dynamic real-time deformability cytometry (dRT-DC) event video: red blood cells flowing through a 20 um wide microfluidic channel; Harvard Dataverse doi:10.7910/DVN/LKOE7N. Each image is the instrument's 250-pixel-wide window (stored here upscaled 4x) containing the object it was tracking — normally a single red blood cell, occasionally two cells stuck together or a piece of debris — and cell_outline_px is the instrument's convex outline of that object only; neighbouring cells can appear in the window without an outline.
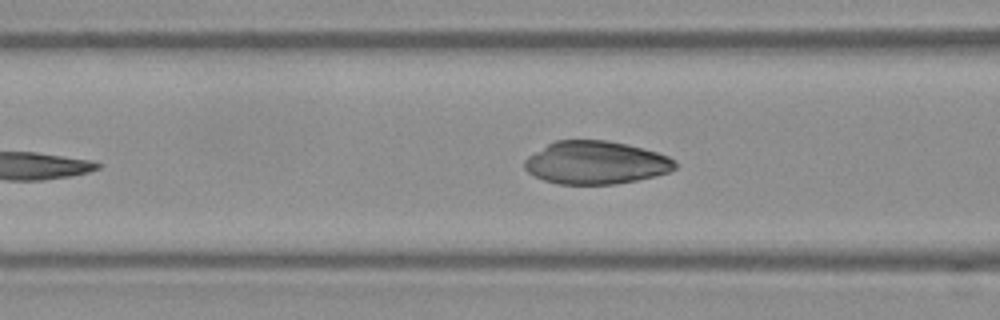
{"species": "Egyptian fruit bat (a non-hibernating species)", "species_latin": "Rousettus aegyptiacus", "temperature_condition": "warm", "stored_images_in_passage": 42, "camera_frame_rate_fps": 3000, "um_per_image_px": 0.085, "frame": {"image": 1, "passage_image": 11, "time_ms": 3.333, "image_size_px": [1000, 320], "cell_outline_px": [[676, 168], [668, 172], [636, 180], [616, 184], [556, 184], [544, 180], [528, 172], [524, 168], [524, 160], [528, 156], [548, 144], [556, 140], [604, 140], [628, 144], [656, 152], [668, 156], [676, 160]], "centroid_in_image_um": [50.64, 13.82], "position_along_channel_um": 116.0, "area_um2": 37.57}}
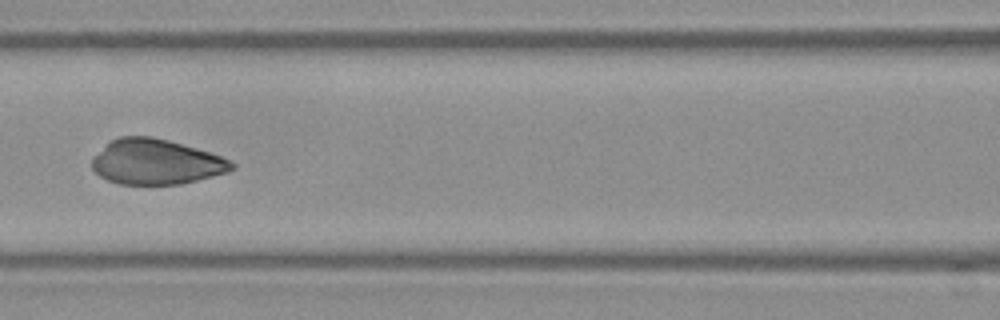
{"frame": {"image": 2, "passage_image": 14, "time_ms": 4.333, "image_size_px": [1000, 320], "cell_outline_px": [[236, 168], [228, 172], [180, 184], [120, 184], [108, 180], [100, 176], [92, 168], [92, 156], [108, 140], [120, 136], [152, 136], [168, 140], [196, 148], [220, 156], [236, 164]], "centroid_in_image_um": [13.22, 13.74], "position_along_channel_um": 153.4, "area_um2": 36.88}}
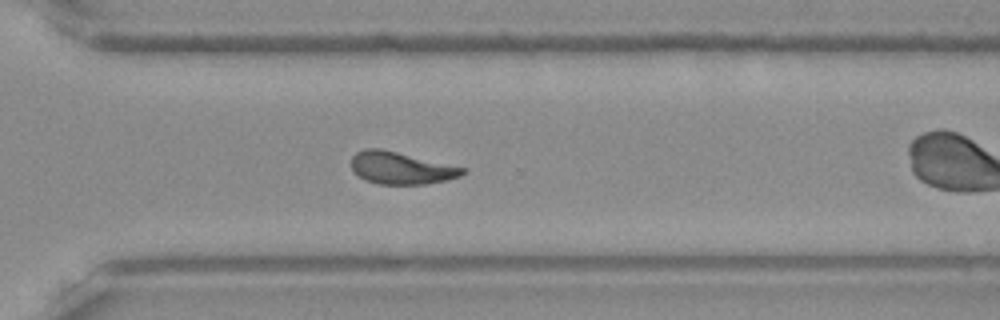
{"frame": {"image": 3, "passage_image": 25, "time_ms": 8.0, "image_size_px": [1000, 320], "cell_outline_px": [[468, 172], [460, 176], [448, 180], [424, 184], [380, 184], [364, 180], [352, 172], [352, 156], [356, 152], [364, 148], [380, 148], [468, 168]], "centroid_in_image_um": [34.1, 14.28], "position_along_channel_um": 336.5, "area_um2": 21.15}}